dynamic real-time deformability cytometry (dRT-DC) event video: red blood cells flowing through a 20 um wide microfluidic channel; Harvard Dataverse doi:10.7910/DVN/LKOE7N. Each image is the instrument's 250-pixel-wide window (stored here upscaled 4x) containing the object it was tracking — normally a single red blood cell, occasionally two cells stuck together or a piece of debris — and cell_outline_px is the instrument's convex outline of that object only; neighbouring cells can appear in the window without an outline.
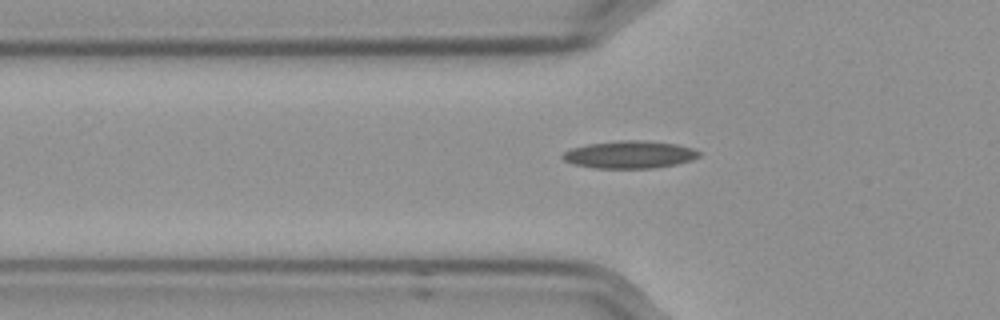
{"species": "Egyptian fruit bat (a non-hibernating species)", "species_latin": "Rousettus aegyptiacus", "temperature_condition": "cold", "stored_images_in_passage": 41, "camera_frame_rate_fps": 3000, "um_per_image_px": 0.085, "frame": {"image": 1, "passage_image": 4, "time_ms": 1.0, "image_size_px": [1000, 320], "cell_outline_px": [[700, 156], [692, 160], [676, 164], [652, 168], [596, 168], [572, 164], [564, 160], [560, 156], [564, 152], [572, 148], [588, 144], [620, 140], [640, 140], [676, 144], [692, 148], [700, 152]], "centroid_in_image_um": [53.5, 13.14], "position_along_channel_um": 72.3, "area_um2": 21.79}}
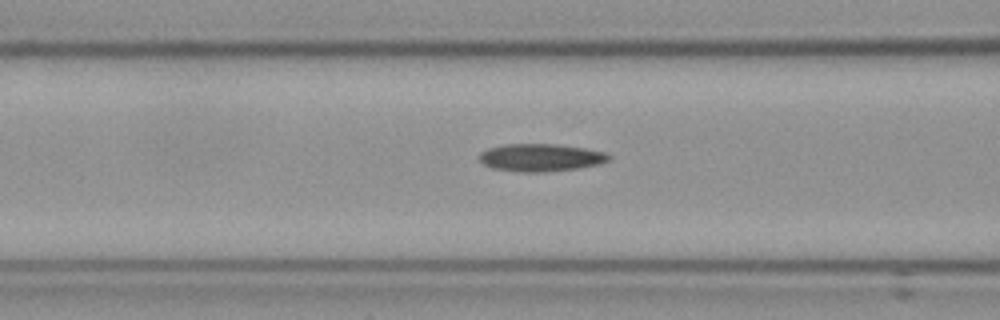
{"frame": {"image": 2, "passage_image": 8, "time_ms": 2.333, "image_size_px": [1000, 320], "cell_outline_px": [[612, 160], [600, 164], [576, 168], [544, 172], [520, 172], [492, 168], [484, 164], [480, 160], [480, 152], [488, 148], [504, 144], [556, 144], [584, 148], [604, 152], [612, 156]], "centroid_in_image_um": [45.98, 13.39], "position_along_channel_um": 120.6, "area_um2": 20.87}}
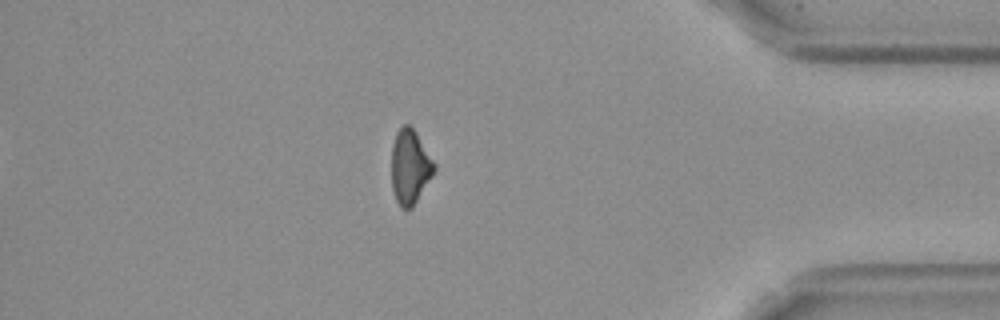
{"frame": {"image": 3, "passage_image": 34, "time_ms": 11.0, "image_size_px": [1000, 320], "cell_outline_px": [[436, 168], [432, 176], [412, 208], [400, 208], [396, 200], [392, 188], [392, 144], [396, 132], [404, 124], [408, 124], [412, 128], [436, 164]], "centroid_in_image_um": [34.84, 14.2], "position_along_channel_um": 400.4, "area_um2": 18.32}}